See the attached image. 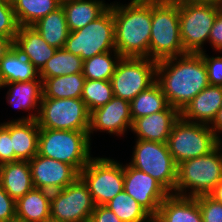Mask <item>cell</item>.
<instances>
[{"instance_id":"32","label":"cell","mask_w":222,"mask_h":222,"mask_svg":"<svg viewBox=\"0 0 222 222\" xmlns=\"http://www.w3.org/2000/svg\"><path fill=\"white\" fill-rule=\"evenodd\" d=\"M105 206L122 222H153V217L124 190L108 201Z\"/></svg>"},{"instance_id":"33","label":"cell","mask_w":222,"mask_h":222,"mask_svg":"<svg viewBox=\"0 0 222 222\" xmlns=\"http://www.w3.org/2000/svg\"><path fill=\"white\" fill-rule=\"evenodd\" d=\"M121 58L116 50L95 55L84 60L82 74L88 80H111Z\"/></svg>"},{"instance_id":"34","label":"cell","mask_w":222,"mask_h":222,"mask_svg":"<svg viewBox=\"0 0 222 222\" xmlns=\"http://www.w3.org/2000/svg\"><path fill=\"white\" fill-rule=\"evenodd\" d=\"M113 97L110 80H85L81 99L86 104L89 112L106 105Z\"/></svg>"},{"instance_id":"11","label":"cell","mask_w":222,"mask_h":222,"mask_svg":"<svg viewBox=\"0 0 222 222\" xmlns=\"http://www.w3.org/2000/svg\"><path fill=\"white\" fill-rule=\"evenodd\" d=\"M132 167L143 171L159 181L170 193L177 182V165L169 152L167 143L136 139Z\"/></svg>"},{"instance_id":"41","label":"cell","mask_w":222,"mask_h":222,"mask_svg":"<svg viewBox=\"0 0 222 222\" xmlns=\"http://www.w3.org/2000/svg\"><path fill=\"white\" fill-rule=\"evenodd\" d=\"M89 222H122L115 214L105 205L95 207Z\"/></svg>"},{"instance_id":"26","label":"cell","mask_w":222,"mask_h":222,"mask_svg":"<svg viewBox=\"0 0 222 222\" xmlns=\"http://www.w3.org/2000/svg\"><path fill=\"white\" fill-rule=\"evenodd\" d=\"M39 71L15 47L0 60V84L41 80Z\"/></svg>"},{"instance_id":"17","label":"cell","mask_w":222,"mask_h":222,"mask_svg":"<svg viewBox=\"0 0 222 222\" xmlns=\"http://www.w3.org/2000/svg\"><path fill=\"white\" fill-rule=\"evenodd\" d=\"M180 111L172 106L157 113L135 119L131 130L137 139L167 143L174 124L180 118Z\"/></svg>"},{"instance_id":"48","label":"cell","mask_w":222,"mask_h":222,"mask_svg":"<svg viewBox=\"0 0 222 222\" xmlns=\"http://www.w3.org/2000/svg\"><path fill=\"white\" fill-rule=\"evenodd\" d=\"M61 4L67 1H71V0H58Z\"/></svg>"},{"instance_id":"10","label":"cell","mask_w":222,"mask_h":222,"mask_svg":"<svg viewBox=\"0 0 222 222\" xmlns=\"http://www.w3.org/2000/svg\"><path fill=\"white\" fill-rule=\"evenodd\" d=\"M80 178L95 205H105L124 190V165L114 159L93 157L80 171Z\"/></svg>"},{"instance_id":"6","label":"cell","mask_w":222,"mask_h":222,"mask_svg":"<svg viewBox=\"0 0 222 222\" xmlns=\"http://www.w3.org/2000/svg\"><path fill=\"white\" fill-rule=\"evenodd\" d=\"M222 1H188L179 3L180 36L186 53L203 52Z\"/></svg>"},{"instance_id":"42","label":"cell","mask_w":222,"mask_h":222,"mask_svg":"<svg viewBox=\"0 0 222 222\" xmlns=\"http://www.w3.org/2000/svg\"><path fill=\"white\" fill-rule=\"evenodd\" d=\"M14 47V38L0 36V60Z\"/></svg>"},{"instance_id":"37","label":"cell","mask_w":222,"mask_h":222,"mask_svg":"<svg viewBox=\"0 0 222 222\" xmlns=\"http://www.w3.org/2000/svg\"><path fill=\"white\" fill-rule=\"evenodd\" d=\"M199 55L207 68L209 85L222 86V56L209 57L205 51Z\"/></svg>"},{"instance_id":"22","label":"cell","mask_w":222,"mask_h":222,"mask_svg":"<svg viewBox=\"0 0 222 222\" xmlns=\"http://www.w3.org/2000/svg\"><path fill=\"white\" fill-rule=\"evenodd\" d=\"M0 185L15 201L31 191L34 186L29 162L17 160L0 165Z\"/></svg>"},{"instance_id":"5","label":"cell","mask_w":222,"mask_h":222,"mask_svg":"<svg viewBox=\"0 0 222 222\" xmlns=\"http://www.w3.org/2000/svg\"><path fill=\"white\" fill-rule=\"evenodd\" d=\"M88 131L40 128L38 154L73 166L79 173L92 159Z\"/></svg>"},{"instance_id":"20","label":"cell","mask_w":222,"mask_h":222,"mask_svg":"<svg viewBox=\"0 0 222 222\" xmlns=\"http://www.w3.org/2000/svg\"><path fill=\"white\" fill-rule=\"evenodd\" d=\"M153 222H203L195 197L170 193L161 203Z\"/></svg>"},{"instance_id":"27","label":"cell","mask_w":222,"mask_h":222,"mask_svg":"<svg viewBox=\"0 0 222 222\" xmlns=\"http://www.w3.org/2000/svg\"><path fill=\"white\" fill-rule=\"evenodd\" d=\"M32 27L56 49L64 48L70 33L62 5L37 21Z\"/></svg>"},{"instance_id":"18","label":"cell","mask_w":222,"mask_h":222,"mask_svg":"<svg viewBox=\"0 0 222 222\" xmlns=\"http://www.w3.org/2000/svg\"><path fill=\"white\" fill-rule=\"evenodd\" d=\"M222 107V86L208 85L180 112L184 120L210 125Z\"/></svg>"},{"instance_id":"44","label":"cell","mask_w":222,"mask_h":222,"mask_svg":"<svg viewBox=\"0 0 222 222\" xmlns=\"http://www.w3.org/2000/svg\"><path fill=\"white\" fill-rule=\"evenodd\" d=\"M209 195L216 201L222 203V180L215 186V188Z\"/></svg>"},{"instance_id":"7","label":"cell","mask_w":222,"mask_h":222,"mask_svg":"<svg viewBox=\"0 0 222 222\" xmlns=\"http://www.w3.org/2000/svg\"><path fill=\"white\" fill-rule=\"evenodd\" d=\"M68 52L84 61L95 55L115 49V26L113 4L96 20L85 27L70 32L64 46Z\"/></svg>"},{"instance_id":"14","label":"cell","mask_w":222,"mask_h":222,"mask_svg":"<svg viewBox=\"0 0 222 222\" xmlns=\"http://www.w3.org/2000/svg\"><path fill=\"white\" fill-rule=\"evenodd\" d=\"M124 191L134 198L153 218L170 192L149 174L124 165Z\"/></svg>"},{"instance_id":"19","label":"cell","mask_w":222,"mask_h":222,"mask_svg":"<svg viewBox=\"0 0 222 222\" xmlns=\"http://www.w3.org/2000/svg\"><path fill=\"white\" fill-rule=\"evenodd\" d=\"M14 47L40 71L54 55L56 48L50 46L32 26H19Z\"/></svg>"},{"instance_id":"12","label":"cell","mask_w":222,"mask_h":222,"mask_svg":"<svg viewBox=\"0 0 222 222\" xmlns=\"http://www.w3.org/2000/svg\"><path fill=\"white\" fill-rule=\"evenodd\" d=\"M157 62L145 57H122L111 77L114 97L131 102L156 82Z\"/></svg>"},{"instance_id":"28","label":"cell","mask_w":222,"mask_h":222,"mask_svg":"<svg viewBox=\"0 0 222 222\" xmlns=\"http://www.w3.org/2000/svg\"><path fill=\"white\" fill-rule=\"evenodd\" d=\"M42 98H81L85 77L82 73H74L60 77L41 78Z\"/></svg>"},{"instance_id":"46","label":"cell","mask_w":222,"mask_h":222,"mask_svg":"<svg viewBox=\"0 0 222 222\" xmlns=\"http://www.w3.org/2000/svg\"><path fill=\"white\" fill-rule=\"evenodd\" d=\"M9 222H24V221L15 218V219H13V220H11V221H9Z\"/></svg>"},{"instance_id":"23","label":"cell","mask_w":222,"mask_h":222,"mask_svg":"<svg viewBox=\"0 0 222 222\" xmlns=\"http://www.w3.org/2000/svg\"><path fill=\"white\" fill-rule=\"evenodd\" d=\"M39 132L37 120L10 121L14 161H29L38 153Z\"/></svg>"},{"instance_id":"9","label":"cell","mask_w":222,"mask_h":222,"mask_svg":"<svg viewBox=\"0 0 222 222\" xmlns=\"http://www.w3.org/2000/svg\"><path fill=\"white\" fill-rule=\"evenodd\" d=\"M37 122L40 128L88 131L90 112L81 98H42Z\"/></svg>"},{"instance_id":"13","label":"cell","mask_w":222,"mask_h":222,"mask_svg":"<svg viewBox=\"0 0 222 222\" xmlns=\"http://www.w3.org/2000/svg\"><path fill=\"white\" fill-rule=\"evenodd\" d=\"M96 205L79 177L65 188L51 192L50 218L59 222H89Z\"/></svg>"},{"instance_id":"3","label":"cell","mask_w":222,"mask_h":222,"mask_svg":"<svg viewBox=\"0 0 222 222\" xmlns=\"http://www.w3.org/2000/svg\"><path fill=\"white\" fill-rule=\"evenodd\" d=\"M185 53L180 36L179 3L152 0L149 59L158 62Z\"/></svg>"},{"instance_id":"24","label":"cell","mask_w":222,"mask_h":222,"mask_svg":"<svg viewBox=\"0 0 222 222\" xmlns=\"http://www.w3.org/2000/svg\"><path fill=\"white\" fill-rule=\"evenodd\" d=\"M51 192L33 188L16 201V218L24 222L50 219Z\"/></svg>"},{"instance_id":"38","label":"cell","mask_w":222,"mask_h":222,"mask_svg":"<svg viewBox=\"0 0 222 222\" xmlns=\"http://www.w3.org/2000/svg\"><path fill=\"white\" fill-rule=\"evenodd\" d=\"M14 161L10 121L0 124V165Z\"/></svg>"},{"instance_id":"2","label":"cell","mask_w":222,"mask_h":222,"mask_svg":"<svg viewBox=\"0 0 222 222\" xmlns=\"http://www.w3.org/2000/svg\"><path fill=\"white\" fill-rule=\"evenodd\" d=\"M115 49L122 57L149 58L152 0L113 4Z\"/></svg>"},{"instance_id":"40","label":"cell","mask_w":222,"mask_h":222,"mask_svg":"<svg viewBox=\"0 0 222 222\" xmlns=\"http://www.w3.org/2000/svg\"><path fill=\"white\" fill-rule=\"evenodd\" d=\"M209 43L215 51L222 53V8L219 10L211 28Z\"/></svg>"},{"instance_id":"47","label":"cell","mask_w":222,"mask_h":222,"mask_svg":"<svg viewBox=\"0 0 222 222\" xmlns=\"http://www.w3.org/2000/svg\"><path fill=\"white\" fill-rule=\"evenodd\" d=\"M43 222H59V221H56V220H53V219H48V220H45V221H43Z\"/></svg>"},{"instance_id":"36","label":"cell","mask_w":222,"mask_h":222,"mask_svg":"<svg viewBox=\"0 0 222 222\" xmlns=\"http://www.w3.org/2000/svg\"><path fill=\"white\" fill-rule=\"evenodd\" d=\"M198 201L203 222H222V203L210 195L195 197Z\"/></svg>"},{"instance_id":"25","label":"cell","mask_w":222,"mask_h":222,"mask_svg":"<svg viewBox=\"0 0 222 222\" xmlns=\"http://www.w3.org/2000/svg\"><path fill=\"white\" fill-rule=\"evenodd\" d=\"M61 5L65 11L70 32L81 29L96 20L110 6L103 0H71Z\"/></svg>"},{"instance_id":"15","label":"cell","mask_w":222,"mask_h":222,"mask_svg":"<svg viewBox=\"0 0 222 222\" xmlns=\"http://www.w3.org/2000/svg\"><path fill=\"white\" fill-rule=\"evenodd\" d=\"M34 188L59 191L74 183L80 173L71 165L44 157L38 153L28 161Z\"/></svg>"},{"instance_id":"30","label":"cell","mask_w":222,"mask_h":222,"mask_svg":"<svg viewBox=\"0 0 222 222\" xmlns=\"http://www.w3.org/2000/svg\"><path fill=\"white\" fill-rule=\"evenodd\" d=\"M19 26H32L61 6L58 0H11Z\"/></svg>"},{"instance_id":"31","label":"cell","mask_w":222,"mask_h":222,"mask_svg":"<svg viewBox=\"0 0 222 222\" xmlns=\"http://www.w3.org/2000/svg\"><path fill=\"white\" fill-rule=\"evenodd\" d=\"M83 60L80 56L68 52L64 48L57 49L54 55L39 71L40 78L60 77L74 73H82Z\"/></svg>"},{"instance_id":"35","label":"cell","mask_w":222,"mask_h":222,"mask_svg":"<svg viewBox=\"0 0 222 222\" xmlns=\"http://www.w3.org/2000/svg\"><path fill=\"white\" fill-rule=\"evenodd\" d=\"M19 30L12 4L6 0H0V36L15 38Z\"/></svg>"},{"instance_id":"8","label":"cell","mask_w":222,"mask_h":222,"mask_svg":"<svg viewBox=\"0 0 222 222\" xmlns=\"http://www.w3.org/2000/svg\"><path fill=\"white\" fill-rule=\"evenodd\" d=\"M169 152L176 165L188 159L206 155L219 145V138L207 124L176 121L168 137Z\"/></svg>"},{"instance_id":"1","label":"cell","mask_w":222,"mask_h":222,"mask_svg":"<svg viewBox=\"0 0 222 222\" xmlns=\"http://www.w3.org/2000/svg\"><path fill=\"white\" fill-rule=\"evenodd\" d=\"M156 82L169 105L180 112L209 85L207 68L199 53H185L158 61Z\"/></svg>"},{"instance_id":"43","label":"cell","mask_w":222,"mask_h":222,"mask_svg":"<svg viewBox=\"0 0 222 222\" xmlns=\"http://www.w3.org/2000/svg\"><path fill=\"white\" fill-rule=\"evenodd\" d=\"M209 127L213 130V132L215 133V135L221 139V137L219 136L222 132V107L219 109V111L216 114L215 119L213 120V122L209 125Z\"/></svg>"},{"instance_id":"39","label":"cell","mask_w":222,"mask_h":222,"mask_svg":"<svg viewBox=\"0 0 222 222\" xmlns=\"http://www.w3.org/2000/svg\"><path fill=\"white\" fill-rule=\"evenodd\" d=\"M16 218V201L0 185V221L9 222Z\"/></svg>"},{"instance_id":"4","label":"cell","mask_w":222,"mask_h":222,"mask_svg":"<svg viewBox=\"0 0 222 222\" xmlns=\"http://www.w3.org/2000/svg\"><path fill=\"white\" fill-rule=\"evenodd\" d=\"M222 141L210 153L177 165L175 195L197 197L209 195L222 180ZM190 192L187 193V190ZM188 194V195H187Z\"/></svg>"},{"instance_id":"29","label":"cell","mask_w":222,"mask_h":222,"mask_svg":"<svg viewBox=\"0 0 222 222\" xmlns=\"http://www.w3.org/2000/svg\"><path fill=\"white\" fill-rule=\"evenodd\" d=\"M169 106L170 105L160 85L155 82L148 89L139 93L130 102V115L132 121H134L139 117L165 110Z\"/></svg>"},{"instance_id":"45","label":"cell","mask_w":222,"mask_h":222,"mask_svg":"<svg viewBox=\"0 0 222 222\" xmlns=\"http://www.w3.org/2000/svg\"><path fill=\"white\" fill-rule=\"evenodd\" d=\"M176 3L188 2V1H213V0H169Z\"/></svg>"},{"instance_id":"16","label":"cell","mask_w":222,"mask_h":222,"mask_svg":"<svg viewBox=\"0 0 222 222\" xmlns=\"http://www.w3.org/2000/svg\"><path fill=\"white\" fill-rule=\"evenodd\" d=\"M132 123L130 102L113 97L106 105L90 112L89 137L97 130L107 131L110 135H124Z\"/></svg>"},{"instance_id":"21","label":"cell","mask_w":222,"mask_h":222,"mask_svg":"<svg viewBox=\"0 0 222 222\" xmlns=\"http://www.w3.org/2000/svg\"><path fill=\"white\" fill-rule=\"evenodd\" d=\"M10 87L7 92V102L10 105L17 107L22 110H37L36 114L32 113L27 115V117H21L19 119L11 121H29L37 120L40 104L42 101L43 90H42V80H32L28 82H12L2 84L1 87Z\"/></svg>"}]
</instances>
